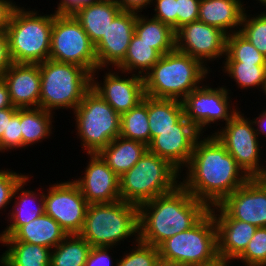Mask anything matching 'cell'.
<instances>
[{
	"mask_svg": "<svg viewBox=\"0 0 266 266\" xmlns=\"http://www.w3.org/2000/svg\"><path fill=\"white\" fill-rule=\"evenodd\" d=\"M3 81L13 107L39 108L41 92L39 64L13 63L5 73Z\"/></svg>",
	"mask_w": 266,
	"mask_h": 266,
	"instance_id": "20",
	"label": "cell"
},
{
	"mask_svg": "<svg viewBox=\"0 0 266 266\" xmlns=\"http://www.w3.org/2000/svg\"><path fill=\"white\" fill-rule=\"evenodd\" d=\"M55 112L43 108L20 109V124L23 137V148L48 139L52 133L51 120Z\"/></svg>",
	"mask_w": 266,
	"mask_h": 266,
	"instance_id": "30",
	"label": "cell"
},
{
	"mask_svg": "<svg viewBox=\"0 0 266 266\" xmlns=\"http://www.w3.org/2000/svg\"><path fill=\"white\" fill-rule=\"evenodd\" d=\"M90 249L79 234L67 235L51 250L50 266H84Z\"/></svg>",
	"mask_w": 266,
	"mask_h": 266,
	"instance_id": "32",
	"label": "cell"
},
{
	"mask_svg": "<svg viewBox=\"0 0 266 266\" xmlns=\"http://www.w3.org/2000/svg\"><path fill=\"white\" fill-rule=\"evenodd\" d=\"M8 247L1 256L2 266H50V248L26 242H2Z\"/></svg>",
	"mask_w": 266,
	"mask_h": 266,
	"instance_id": "29",
	"label": "cell"
},
{
	"mask_svg": "<svg viewBox=\"0 0 266 266\" xmlns=\"http://www.w3.org/2000/svg\"><path fill=\"white\" fill-rule=\"evenodd\" d=\"M161 54L152 45L143 42L135 34L128 46L124 60L116 67L121 74L144 75L157 63ZM135 70V71H134ZM138 70V73H136Z\"/></svg>",
	"mask_w": 266,
	"mask_h": 266,
	"instance_id": "31",
	"label": "cell"
},
{
	"mask_svg": "<svg viewBox=\"0 0 266 266\" xmlns=\"http://www.w3.org/2000/svg\"><path fill=\"white\" fill-rule=\"evenodd\" d=\"M134 34L161 55L175 49V30L155 18L137 14Z\"/></svg>",
	"mask_w": 266,
	"mask_h": 266,
	"instance_id": "28",
	"label": "cell"
},
{
	"mask_svg": "<svg viewBox=\"0 0 266 266\" xmlns=\"http://www.w3.org/2000/svg\"><path fill=\"white\" fill-rule=\"evenodd\" d=\"M90 155L84 176L73 179L89 204L111 203L121 200L119 176L96 154Z\"/></svg>",
	"mask_w": 266,
	"mask_h": 266,
	"instance_id": "19",
	"label": "cell"
},
{
	"mask_svg": "<svg viewBox=\"0 0 266 266\" xmlns=\"http://www.w3.org/2000/svg\"><path fill=\"white\" fill-rule=\"evenodd\" d=\"M120 136L150 144V128L148 122V96L130 111L121 115Z\"/></svg>",
	"mask_w": 266,
	"mask_h": 266,
	"instance_id": "33",
	"label": "cell"
},
{
	"mask_svg": "<svg viewBox=\"0 0 266 266\" xmlns=\"http://www.w3.org/2000/svg\"><path fill=\"white\" fill-rule=\"evenodd\" d=\"M239 32L266 57V12L250 17L246 10Z\"/></svg>",
	"mask_w": 266,
	"mask_h": 266,
	"instance_id": "36",
	"label": "cell"
},
{
	"mask_svg": "<svg viewBox=\"0 0 266 266\" xmlns=\"http://www.w3.org/2000/svg\"><path fill=\"white\" fill-rule=\"evenodd\" d=\"M218 257L236 260L247 248L257 229L255 225L234 218H214Z\"/></svg>",
	"mask_w": 266,
	"mask_h": 266,
	"instance_id": "21",
	"label": "cell"
},
{
	"mask_svg": "<svg viewBox=\"0 0 266 266\" xmlns=\"http://www.w3.org/2000/svg\"><path fill=\"white\" fill-rule=\"evenodd\" d=\"M67 233L52 217L43 213L38 218L21 226L11 237L1 238L2 242H26L55 248Z\"/></svg>",
	"mask_w": 266,
	"mask_h": 266,
	"instance_id": "24",
	"label": "cell"
},
{
	"mask_svg": "<svg viewBox=\"0 0 266 266\" xmlns=\"http://www.w3.org/2000/svg\"><path fill=\"white\" fill-rule=\"evenodd\" d=\"M49 59L99 71L95 46L73 14L53 13Z\"/></svg>",
	"mask_w": 266,
	"mask_h": 266,
	"instance_id": "10",
	"label": "cell"
},
{
	"mask_svg": "<svg viewBox=\"0 0 266 266\" xmlns=\"http://www.w3.org/2000/svg\"><path fill=\"white\" fill-rule=\"evenodd\" d=\"M99 0H60L54 13L73 14L79 8L98 2ZM57 9V10H56Z\"/></svg>",
	"mask_w": 266,
	"mask_h": 266,
	"instance_id": "46",
	"label": "cell"
},
{
	"mask_svg": "<svg viewBox=\"0 0 266 266\" xmlns=\"http://www.w3.org/2000/svg\"><path fill=\"white\" fill-rule=\"evenodd\" d=\"M91 247H113L131 236L138 239V206L123 200L88 205L79 233Z\"/></svg>",
	"mask_w": 266,
	"mask_h": 266,
	"instance_id": "5",
	"label": "cell"
},
{
	"mask_svg": "<svg viewBox=\"0 0 266 266\" xmlns=\"http://www.w3.org/2000/svg\"><path fill=\"white\" fill-rule=\"evenodd\" d=\"M11 0H0V32H6L15 10L19 7Z\"/></svg>",
	"mask_w": 266,
	"mask_h": 266,
	"instance_id": "45",
	"label": "cell"
},
{
	"mask_svg": "<svg viewBox=\"0 0 266 266\" xmlns=\"http://www.w3.org/2000/svg\"><path fill=\"white\" fill-rule=\"evenodd\" d=\"M28 181L29 177L27 175L19 182L14 190L12 198L18 199L14 201L15 206L12 205V212H9L7 215L8 221L10 219V223L6 226L5 230L0 233V243H2L1 238L11 237L21 226L26 225L45 213L44 193L39 192L38 194L40 197H38L36 191L24 189L23 187H25L24 185L26 183H29ZM30 203L32 205H30Z\"/></svg>",
	"mask_w": 266,
	"mask_h": 266,
	"instance_id": "22",
	"label": "cell"
},
{
	"mask_svg": "<svg viewBox=\"0 0 266 266\" xmlns=\"http://www.w3.org/2000/svg\"><path fill=\"white\" fill-rule=\"evenodd\" d=\"M243 116L244 114L238 111L224 128L212 134L225 146L227 152L250 178L258 177L264 169L259 161L261 141L253 121Z\"/></svg>",
	"mask_w": 266,
	"mask_h": 266,
	"instance_id": "11",
	"label": "cell"
},
{
	"mask_svg": "<svg viewBox=\"0 0 266 266\" xmlns=\"http://www.w3.org/2000/svg\"><path fill=\"white\" fill-rule=\"evenodd\" d=\"M210 72L209 66L174 49L162 55L144 75L145 95L182 101L195 88L202 86L201 82Z\"/></svg>",
	"mask_w": 266,
	"mask_h": 266,
	"instance_id": "3",
	"label": "cell"
},
{
	"mask_svg": "<svg viewBox=\"0 0 266 266\" xmlns=\"http://www.w3.org/2000/svg\"><path fill=\"white\" fill-rule=\"evenodd\" d=\"M162 258L178 261L189 266H202L215 262L217 230L209 210L193 227L180 232L158 246Z\"/></svg>",
	"mask_w": 266,
	"mask_h": 266,
	"instance_id": "9",
	"label": "cell"
},
{
	"mask_svg": "<svg viewBox=\"0 0 266 266\" xmlns=\"http://www.w3.org/2000/svg\"><path fill=\"white\" fill-rule=\"evenodd\" d=\"M260 4L266 7V0H258Z\"/></svg>",
	"mask_w": 266,
	"mask_h": 266,
	"instance_id": "54",
	"label": "cell"
},
{
	"mask_svg": "<svg viewBox=\"0 0 266 266\" xmlns=\"http://www.w3.org/2000/svg\"><path fill=\"white\" fill-rule=\"evenodd\" d=\"M254 126H255V131L258 135L260 134L266 136V109H264L262 112H260L259 116L255 117L253 120Z\"/></svg>",
	"mask_w": 266,
	"mask_h": 266,
	"instance_id": "49",
	"label": "cell"
},
{
	"mask_svg": "<svg viewBox=\"0 0 266 266\" xmlns=\"http://www.w3.org/2000/svg\"><path fill=\"white\" fill-rule=\"evenodd\" d=\"M18 7L6 30L13 63L39 64L49 59L53 14Z\"/></svg>",
	"mask_w": 266,
	"mask_h": 266,
	"instance_id": "7",
	"label": "cell"
},
{
	"mask_svg": "<svg viewBox=\"0 0 266 266\" xmlns=\"http://www.w3.org/2000/svg\"><path fill=\"white\" fill-rule=\"evenodd\" d=\"M200 0H176L177 29L198 20Z\"/></svg>",
	"mask_w": 266,
	"mask_h": 266,
	"instance_id": "42",
	"label": "cell"
},
{
	"mask_svg": "<svg viewBox=\"0 0 266 266\" xmlns=\"http://www.w3.org/2000/svg\"><path fill=\"white\" fill-rule=\"evenodd\" d=\"M213 207L210 211L214 218H234L257 228L266 227V185L258 177L249 178Z\"/></svg>",
	"mask_w": 266,
	"mask_h": 266,
	"instance_id": "12",
	"label": "cell"
},
{
	"mask_svg": "<svg viewBox=\"0 0 266 266\" xmlns=\"http://www.w3.org/2000/svg\"><path fill=\"white\" fill-rule=\"evenodd\" d=\"M135 240V249L124 253L123 258L116 261V266H155L160 257L158 247ZM137 245V246H136Z\"/></svg>",
	"mask_w": 266,
	"mask_h": 266,
	"instance_id": "37",
	"label": "cell"
},
{
	"mask_svg": "<svg viewBox=\"0 0 266 266\" xmlns=\"http://www.w3.org/2000/svg\"><path fill=\"white\" fill-rule=\"evenodd\" d=\"M136 13L121 11L109 24L106 33L94 45L98 70L117 67L125 58L134 35Z\"/></svg>",
	"mask_w": 266,
	"mask_h": 266,
	"instance_id": "18",
	"label": "cell"
},
{
	"mask_svg": "<svg viewBox=\"0 0 266 266\" xmlns=\"http://www.w3.org/2000/svg\"><path fill=\"white\" fill-rule=\"evenodd\" d=\"M203 136L185 115L174 128L160 132L148 145V150L168 160L180 172L187 166L196 140ZM182 168V171H181Z\"/></svg>",
	"mask_w": 266,
	"mask_h": 266,
	"instance_id": "16",
	"label": "cell"
},
{
	"mask_svg": "<svg viewBox=\"0 0 266 266\" xmlns=\"http://www.w3.org/2000/svg\"><path fill=\"white\" fill-rule=\"evenodd\" d=\"M155 266H189V265L183 264L178 261L168 260V259L159 257Z\"/></svg>",
	"mask_w": 266,
	"mask_h": 266,
	"instance_id": "51",
	"label": "cell"
},
{
	"mask_svg": "<svg viewBox=\"0 0 266 266\" xmlns=\"http://www.w3.org/2000/svg\"><path fill=\"white\" fill-rule=\"evenodd\" d=\"M9 92L3 79H0V109L12 107Z\"/></svg>",
	"mask_w": 266,
	"mask_h": 266,
	"instance_id": "50",
	"label": "cell"
},
{
	"mask_svg": "<svg viewBox=\"0 0 266 266\" xmlns=\"http://www.w3.org/2000/svg\"><path fill=\"white\" fill-rule=\"evenodd\" d=\"M155 6V14L153 18L160 20L162 23L168 24L175 31L177 30V13L176 0H153Z\"/></svg>",
	"mask_w": 266,
	"mask_h": 266,
	"instance_id": "41",
	"label": "cell"
},
{
	"mask_svg": "<svg viewBox=\"0 0 266 266\" xmlns=\"http://www.w3.org/2000/svg\"><path fill=\"white\" fill-rule=\"evenodd\" d=\"M184 116V106L181 100L152 98L148 96V122L150 142L162 131L174 128Z\"/></svg>",
	"mask_w": 266,
	"mask_h": 266,
	"instance_id": "27",
	"label": "cell"
},
{
	"mask_svg": "<svg viewBox=\"0 0 266 266\" xmlns=\"http://www.w3.org/2000/svg\"><path fill=\"white\" fill-rule=\"evenodd\" d=\"M16 148H23V137L20 124V109L8 121L7 132H4L0 139V152L10 151Z\"/></svg>",
	"mask_w": 266,
	"mask_h": 266,
	"instance_id": "39",
	"label": "cell"
},
{
	"mask_svg": "<svg viewBox=\"0 0 266 266\" xmlns=\"http://www.w3.org/2000/svg\"><path fill=\"white\" fill-rule=\"evenodd\" d=\"M27 175L16 173L13 170H0V210L7 208L13 202V193L19 182Z\"/></svg>",
	"mask_w": 266,
	"mask_h": 266,
	"instance_id": "40",
	"label": "cell"
},
{
	"mask_svg": "<svg viewBox=\"0 0 266 266\" xmlns=\"http://www.w3.org/2000/svg\"><path fill=\"white\" fill-rule=\"evenodd\" d=\"M258 178L266 185V166H264L263 172L258 176Z\"/></svg>",
	"mask_w": 266,
	"mask_h": 266,
	"instance_id": "53",
	"label": "cell"
},
{
	"mask_svg": "<svg viewBox=\"0 0 266 266\" xmlns=\"http://www.w3.org/2000/svg\"><path fill=\"white\" fill-rule=\"evenodd\" d=\"M18 108L9 107L0 109V139L4 132H7L8 121L17 113Z\"/></svg>",
	"mask_w": 266,
	"mask_h": 266,
	"instance_id": "48",
	"label": "cell"
},
{
	"mask_svg": "<svg viewBox=\"0 0 266 266\" xmlns=\"http://www.w3.org/2000/svg\"><path fill=\"white\" fill-rule=\"evenodd\" d=\"M229 91L226 86L212 88L207 84L195 88L182 100L185 117L202 135L211 123L222 120L226 124L238 112L230 107Z\"/></svg>",
	"mask_w": 266,
	"mask_h": 266,
	"instance_id": "13",
	"label": "cell"
},
{
	"mask_svg": "<svg viewBox=\"0 0 266 266\" xmlns=\"http://www.w3.org/2000/svg\"><path fill=\"white\" fill-rule=\"evenodd\" d=\"M49 186L44 193L45 213L58 222L67 235L79 234L89 205L79 186L71 180Z\"/></svg>",
	"mask_w": 266,
	"mask_h": 266,
	"instance_id": "14",
	"label": "cell"
},
{
	"mask_svg": "<svg viewBox=\"0 0 266 266\" xmlns=\"http://www.w3.org/2000/svg\"><path fill=\"white\" fill-rule=\"evenodd\" d=\"M230 260L218 258L215 262L202 266H229Z\"/></svg>",
	"mask_w": 266,
	"mask_h": 266,
	"instance_id": "52",
	"label": "cell"
},
{
	"mask_svg": "<svg viewBox=\"0 0 266 266\" xmlns=\"http://www.w3.org/2000/svg\"><path fill=\"white\" fill-rule=\"evenodd\" d=\"M223 72L234 79L238 88L258 87L263 93L266 90V65H255L243 62H223ZM225 70V71H224Z\"/></svg>",
	"mask_w": 266,
	"mask_h": 266,
	"instance_id": "34",
	"label": "cell"
},
{
	"mask_svg": "<svg viewBox=\"0 0 266 266\" xmlns=\"http://www.w3.org/2000/svg\"><path fill=\"white\" fill-rule=\"evenodd\" d=\"M99 1H112V2H115V3L119 2V0H99Z\"/></svg>",
	"mask_w": 266,
	"mask_h": 266,
	"instance_id": "55",
	"label": "cell"
},
{
	"mask_svg": "<svg viewBox=\"0 0 266 266\" xmlns=\"http://www.w3.org/2000/svg\"><path fill=\"white\" fill-rule=\"evenodd\" d=\"M207 136L196 140L185 167L188 170L180 183L192 196L211 208L219 205L250 177L214 134Z\"/></svg>",
	"mask_w": 266,
	"mask_h": 266,
	"instance_id": "1",
	"label": "cell"
},
{
	"mask_svg": "<svg viewBox=\"0 0 266 266\" xmlns=\"http://www.w3.org/2000/svg\"><path fill=\"white\" fill-rule=\"evenodd\" d=\"M243 4L241 0H200L198 20L227 35L238 32L246 10Z\"/></svg>",
	"mask_w": 266,
	"mask_h": 266,
	"instance_id": "23",
	"label": "cell"
},
{
	"mask_svg": "<svg viewBox=\"0 0 266 266\" xmlns=\"http://www.w3.org/2000/svg\"><path fill=\"white\" fill-rule=\"evenodd\" d=\"M226 38L227 34L220 28L197 20L175 31V49L198 59L206 66L208 61L225 57Z\"/></svg>",
	"mask_w": 266,
	"mask_h": 266,
	"instance_id": "15",
	"label": "cell"
},
{
	"mask_svg": "<svg viewBox=\"0 0 266 266\" xmlns=\"http://www.w3.org/2000/svg\"><path fill=\"white\" fill-rule=\"evenodd\" d=\"M13 64L9 44L8 36L6 32H0V79H3L5 73Z\"/></svg>",
	"mask_w": 266,
	"mask_h": 266,
	"instance_id": "44",
	"label": "cell"
},
{
	"mask_svg": "<svg viewBox=\"0 0 266 266\" xmlns=\"http://www.w3.org/2000/svg\"><path fill=\"white\" fill-rule=\"evenodd\" d=\"M210 208L181 184L138 206V240L158 247L166 239L193 227Z\"/></svg>",
	"mask_w": 266,
	"mask_h": 266,
	"instance_id": "2",
	"label": "cell"
},
{
	"mask_svg": "<svg viewBox=\"0 0 266 266\" xmlns=\"http://www.w3.org/2000/svg\"><path fill=\"white\" fill-rule=\"evenodd\" d=\"M76 130L87 154H96L120 136L121 115L92 88L73 111Z\"/></svg>",
	"mask_w": 266,
	"mask_h": 266,
	"instance_id": "8",
	"label": "cell"
},
{
	"mask_svg": "<svg viewBox=\"0 0 266 266\" xmlns=\"http://www.w3.org/2000/svg\"><path fill=\"white\" fill-rule=\"evenodd\" d=\"M237 260L246 266H266V227L256 229L247 248Z\"/></svg>",
	"mask_w": 266,
	"mask_h": 266,
	"instance_id": "38",
	"label": "cell"
},
{
	"mask_svg": "<svg viewBox=\"0 0 266 266\" xmlns=\"http://www.w3.org/2000/svg\"><path fill=\"white\" fill-rule=\"evenodd\" d=\"M95 76V77H94ZM119 72L109 70L103 76V83L98 82L95 72L92 73V89L96 91L113 109L122 115L136 107L145 96L143 77L131 74L121 78Z\"/></svg>",
	"mask_w": 266,
	"mask_h": 266,
	"instance_id": "17",
	"label": "cell"
},
{
	"mask_svg": "<svg viewBox=\"0 0 266 266\" xmlns=\"http://www.w3.org/2000/svg\"><path fill=\"white\" fill-rule=\"evenodd\" d=\"M119 5L112 1H98L79 8L73 13L80 22L90 41L95 45L106 33L109 24L121 12Z\"/></svg>",
	"mask_w": 266,
	"mask_h": 266,
	"instance_id": "25",
	"label": "cell"
},
{
	"mask_svg": "<svg viewBox=\"0 0 266 266\" xmlns=\"http://www.w3.org/2000/svg\"><path fill=\"white\" fill-rule=\"evenodd\" d=\"M41 92L39 108L52 112L72 109L80 104L92 88V74L85 68L48 59L39 63Z\"/></svg>",
	"mask_w": 266,
	"mask_h": 266,
	"instance_id": "6",
	"label": "cell"
},
{
	"mask_svg": "<svg viewBox=\"0 0 266 266\" xmlns=\"http://www.w3.org/2000/svg\"><path fill=\"white\" fill-rule=\"evenodd\" d=\"M148 150L142 142L116 137L97 154L120 177L130 170Z\"/></svg>",
	"mask_w": 266,
	"mask_h": 266,
	"instance_id": "26",
	"label": "cell"
},
{
	"mask_svg": "<svg viewBox=\"0 0 266 266\" xmlns=\"http://www.w3.org/2000/svg\"><path fill=\"white\" fill-rule=\"evenodd\" d=\"M224 62H243L255 65H266L262 55L239 31L227 35L226 55Z\"/></svg>",
	"mask_w": 266,
	"mask_h": 266,
	"instance_id": "35",
	"label": "cell"
},
{
	"mask_svg": "<svg viewBox=\"0 0 266 266\" xmlns=\"http://www.w3.org/2000/svg\"><path fill=\"white\" fill-rule=\"evenodd\" d=\"M153 0H119L117 3L122 11L139 14L151 5ZM145 7V8H144Z\"/></svg>",
	"mask_w": 266,
	"mask_h": 266,
	"instance_id": "47",
	"label": "cell"
},
{
	"mask_svg": "<svg viewBox=\"0 0 266 266\" xmlns=\"http://www.w3.org/2000/svg\"><path fill=\"white\" fill-rule=\"evenodd\" d=\"M180 173L168 160L147 150L130 170L119 177L120 198L139 206L174 190L181 184L178 180Z\"/></svg>",
	"mask_w": 266,
	"mask_h": 266,
	"instance_id": "4",
	"label": "cell"
},
{
	"mask_svg": "<svg viewBox=\"0 0 266 266\" xmlns=\"http://www.w3.org/2000/svg\"><path fill=\"white\" fill-rule=\"evenodd\" d=\"M113 247H91L84 266H114L109 249ZM116 266V265H115Z\"/></svg>",
	"mask_w": 266,
	"mask_h": 266,
	"instance_id": "43",
	"label": "cell"
}]
</instances>
